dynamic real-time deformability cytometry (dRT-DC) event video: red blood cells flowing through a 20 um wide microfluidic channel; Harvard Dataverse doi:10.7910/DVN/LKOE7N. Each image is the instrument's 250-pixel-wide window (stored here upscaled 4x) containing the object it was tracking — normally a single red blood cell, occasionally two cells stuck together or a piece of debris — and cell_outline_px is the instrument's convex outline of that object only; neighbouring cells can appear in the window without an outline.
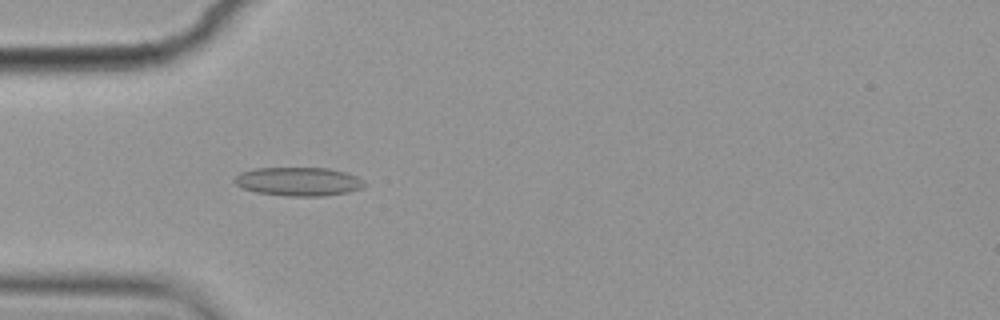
{"species": "common noctule bat (a hibernating species)", "species_latin": "Nyctalus noctula", "temperature_condition": "cold", "stored_images_in_passage": 2, "camera_frame_rate_fps": 3000, "um_per_image_px": 0.085, "animal": {"sex": "female", "body_mass_g": 19.9}, "frame": {"image": 1, "passage_image": 1, "time_ms": 0.0, "image_size_px": [1000, 320], "cell_outline_px": [[364, 184], [360, 188], [348, 192], [324, 196], [284, 196], [256, 192], [244, 188], [236, 184], [232, 180], [240, 172], [252, 168], [328, 168], [344, 172], [356, 176], [364, 180]], "centroid_in_image_um": [25.33, 15.43], "position_along_channel_um": 59.7, "area_um2": 21.68}}